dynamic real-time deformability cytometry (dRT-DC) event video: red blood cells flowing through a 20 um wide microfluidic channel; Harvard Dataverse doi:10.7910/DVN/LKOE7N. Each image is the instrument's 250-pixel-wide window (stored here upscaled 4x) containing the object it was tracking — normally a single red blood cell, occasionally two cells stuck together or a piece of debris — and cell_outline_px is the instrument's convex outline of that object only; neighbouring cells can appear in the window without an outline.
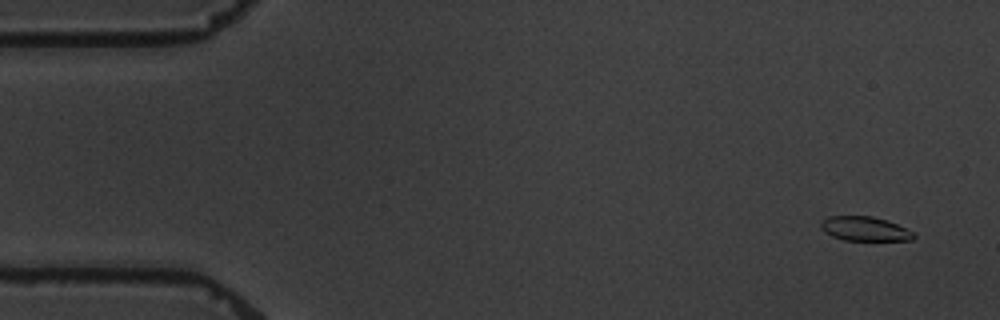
{"species": "common noctule bat (a hibernating species)", "species_latin": "Nyctalus noctula", "temperature_condition": "warm", "stored_images_in_passage": 5, "camera_frame_rate_fps": 3000, "um_per_image_px": 0.085, "animal": {"sex": "male", "body_mass_g": 19.5, "forearm_length_mm": 54.6}, "frame": {"image": 1, "passage_image": 1, "time_ms": 0.0, "image_size_px": [1000, 320], "cell_outline_px": [[916, 236], [912, 240], [844, 240], [832, 236], [824, 232], [820, 228], [820, 224], [828, 216], [872, 216], [896, 224], [912, 232]], "centroid_in_image_um": [73.46, 19.45], "position_along_channel_um": 11.5, "area_um2": 12.95}}
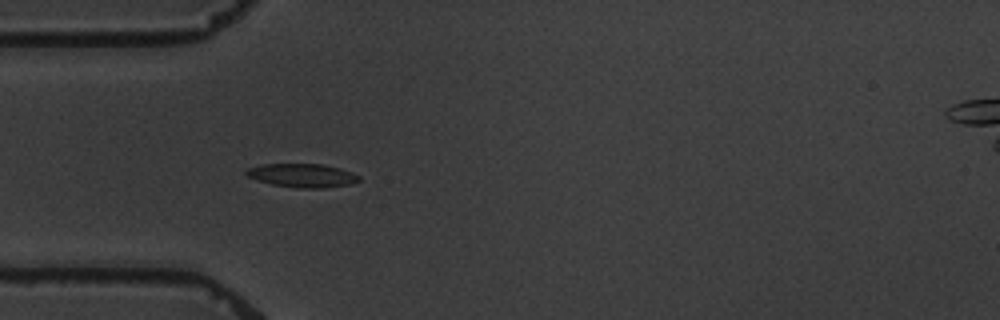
{"frame": {"image": 2, "passage_image": 5, "time_ms": 4.667, "image_size_px": [1000, 320], "cell_outline_px": [[360, 180], [352, 184], [324, 188], [300, 188], [272, 184], [256, 180], [248, 176], [244, 172], [248, 168], [264, 164], [324, 164], [340, 168], [352, 172], [360, 176]], "centroid_in_image_um": [25.73, 14.91], "position_along_channel_um": 59.3, "area_um2": 15.55}}